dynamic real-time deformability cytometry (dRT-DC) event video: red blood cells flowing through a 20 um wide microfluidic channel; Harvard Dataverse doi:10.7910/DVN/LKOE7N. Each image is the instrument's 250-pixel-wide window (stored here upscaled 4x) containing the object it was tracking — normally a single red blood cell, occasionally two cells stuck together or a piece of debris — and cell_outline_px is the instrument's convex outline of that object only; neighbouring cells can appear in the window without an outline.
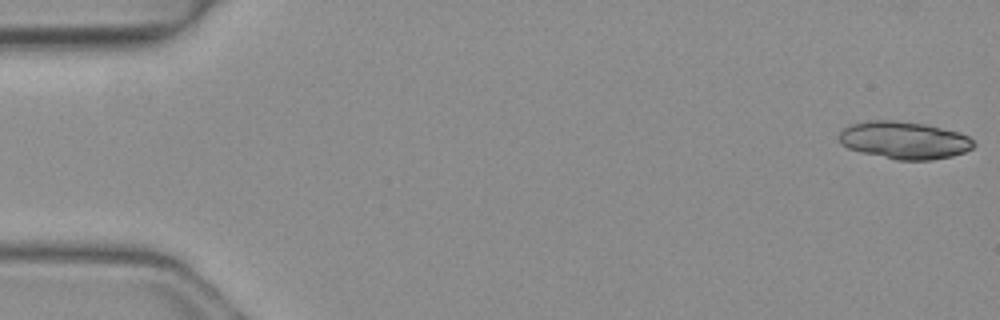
{"species": "common noctule bat (a hibernating species)", "species_latin": "Nyctalus noctula", "temperature_condition": "warm", "stored_images_in_passage": 49, "segment_of_instrument_passage": [1, 2], "camera_frame_rate_fps": 3000, "um_per_image_px": 0.085, "animal": {"sex": "female", "body_mass_g": 19.3, "forearm_length_mm": 54.1}, "frame": {"image": 1, "passage_image": 1, "time_ms": 0.0, "image_size_px": [1000, 320], "cell_outline_px": [[976, 144], [972, 148], [964, 152], [952, 156], [932, 160], [896, 160], [860, 152], [848, 148], [840, 144], [840, 132], [848, 124], [868, 120], [896, 120], [924, 124], [960, 132], [968, 136]], "centroid_in_image_um": [76.85, 11.91], "position_along_channel_um": 8.2, "area_um2": 29.59}}